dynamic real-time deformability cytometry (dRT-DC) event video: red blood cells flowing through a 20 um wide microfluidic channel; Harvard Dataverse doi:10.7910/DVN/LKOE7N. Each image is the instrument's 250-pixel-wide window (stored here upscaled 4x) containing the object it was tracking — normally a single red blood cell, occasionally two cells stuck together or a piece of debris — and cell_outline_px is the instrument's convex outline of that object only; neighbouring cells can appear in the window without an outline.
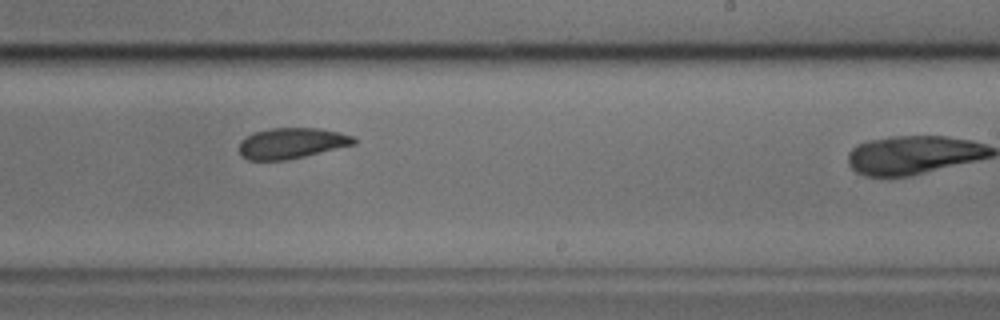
{"species": "common noctule bat (a hibernating species)", "species_latin": "Nyctalus noctula", "temperature_condition": "cold", "stored_images_in_passage": 21, "camera_frame_rate_fps": 3000, "um_per_image_px": 0.085, "animal": {"sex": "male", "body_mass_g": 17.9, "forearm_length_mm": 54.2}, "frame": {"image": 1, "passage_image": 15, "time_ms": 4.667, "image_size_px": [1000, 320], "cell_outline_px": [[356, 144], [288, 160], [248, 160], [240, 156], [240, 140], [244, 136], [252, 132], [268, 128], [320, 128], [340, 132], [356, 136]], "centroid_in_image_um": [24.78, 12.16], "position_along_channel_um": 264.2, "area_um2": 20.92}}